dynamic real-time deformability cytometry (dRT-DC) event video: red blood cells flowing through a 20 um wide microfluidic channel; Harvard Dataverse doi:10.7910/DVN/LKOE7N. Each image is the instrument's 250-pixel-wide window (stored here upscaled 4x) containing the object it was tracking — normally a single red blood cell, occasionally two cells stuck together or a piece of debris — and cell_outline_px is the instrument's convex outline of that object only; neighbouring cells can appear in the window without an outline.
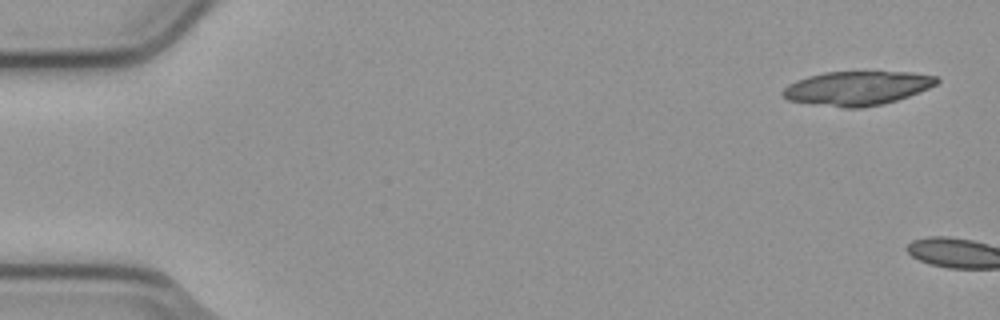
{"species": "common noctule bat (a hibernating species)", "species_latin": "Nyctalus noctula", "temperature_condition": "cold", "stored_images_in_passage": 2, "camera_frame_rate_fps": 3000, "um_per_image_px": 0.085, "animal": {"sex": "male", "body_mass_g": 23.1, "forearm_length_mm": 52.7}, "frame": {"image": 1, "passage_image": 1, "time_ms": 0.0, "image_size_px": [1000, 320], "cell_outline_px": [[940, 80], [936, 84], [928, 88], [908, 96], [884, 104], [864, 108], [844, 108], [788, 100], [780, 92], [788, 84], [796, 80], [808, 76], [824, 72], [908, 72], [936, 76]], "centroid_in_image_um": [72.84, 7.5], "position_along_channel_um": 12.2, "area_um2": 30.46}}